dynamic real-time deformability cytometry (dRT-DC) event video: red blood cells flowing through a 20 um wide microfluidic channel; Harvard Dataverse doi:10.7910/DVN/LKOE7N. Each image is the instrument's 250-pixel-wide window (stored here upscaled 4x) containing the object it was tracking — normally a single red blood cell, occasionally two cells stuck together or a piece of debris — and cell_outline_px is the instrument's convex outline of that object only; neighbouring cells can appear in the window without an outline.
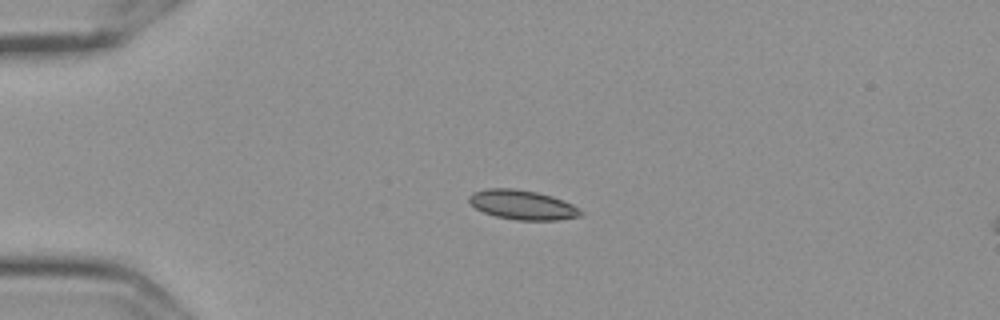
{"species": "Egyptian fruit bat (a non-hibernating species)", "species_latin": "Rousettus aegyptiacus", "temperature_condition": "cold", "stored_images_in_passage": 56, "camera_frame_rate_fps": 3000, "um_per_image_px": 0.085, "frame": {"image": 1, "passage_image": 13, "time_ms": 4.0, "image_size_px": [1000, 320], "cell_outline_px": [[584, 216], [560, 220], [516, 220], [496, 216], [484, 212], [476, 208], [468, 200], [468, 196], [472, 192], [488, 188], [516, 188], [536, 192], [552, 196], [564, 200], [580, 208], [584, 212]], "centroid_in_image_um": [44.46, 17.41], "position_along_channel_um": 40.5, "area_um2": 19.42}}
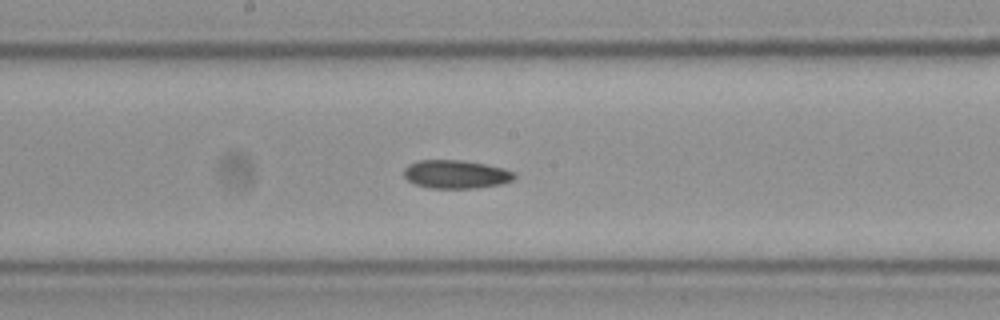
{"frame": {"image": 2, "passage_image": 30, "time_ms": 9.667, "image_size_px": [1000, 320], "cell_outline_px": [[516, 176], [512, 180], [500, 184], [476, 188], [428, 188], [416, 184], [408, 180], [404, 176], [404, 168], [408, 164], [420, 160], [460, 160], [484, 164], [504, 168], [516, 172]], "centroid_in_image_um": [38.76, 14.81], "position_along_channel_um": 209.4, "area_um2": 18.26}}
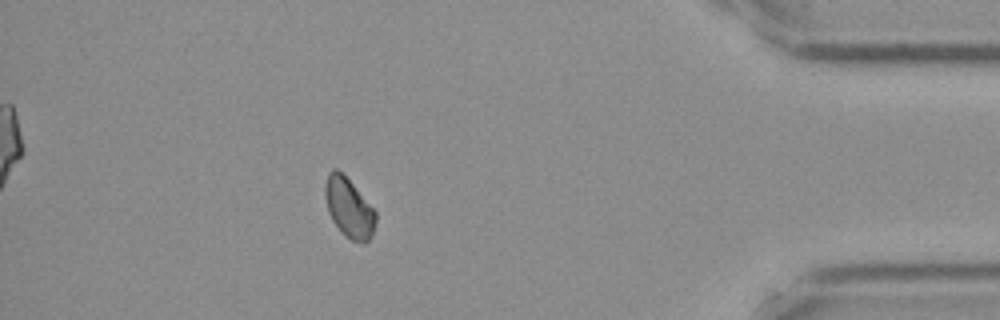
{"frame": {"image": 3, "passage_image": 50, "time_ms": 16.333, "image_size_px": [1000, 320], "cell_outline_px": [[376, 220], [372, 236], [364, 244], [360, 244], [344, 236], [332, 220], [328, 212], [324, 192], [324, 184], [328, 172], [332, 168], [336, 168], [352, 184], [376, 212]], "centroid_in_image_um": [29.64, 17.69], "position_along_channel_um": 405.6, "area_um2": 17.51}}